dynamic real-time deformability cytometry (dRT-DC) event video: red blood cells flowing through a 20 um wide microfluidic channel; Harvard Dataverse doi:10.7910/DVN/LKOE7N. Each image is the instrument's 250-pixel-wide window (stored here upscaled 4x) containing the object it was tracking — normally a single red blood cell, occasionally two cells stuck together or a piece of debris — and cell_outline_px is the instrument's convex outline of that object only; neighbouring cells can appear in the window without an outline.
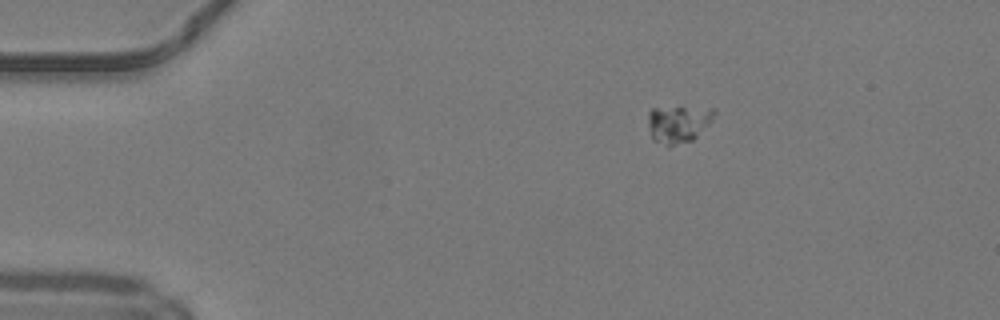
{"species": "common noctule bat (a hibernating species)", "species_latin": "Nyctalus noctula", "temperature_condition": "warm", "stored_images_in_passage": 42, "camera_frame_rate_fps": 3000, "um_per_image_px": 0.085, "animal": {"sex": "male", "body_mass_g": 19.2, "forearm_length_mm": 51.8}, "frame": {"image": 1, "passage_image": 1, "time_ms": 0.0, "image_size_px": [1000, 320], "cell_outline_px": [[716, 112], [712, 120], [692, 140], [672, 144], [668, 144], [652, 140], [648, 124], [648, 112], [652, 108], [716, 108]], "centroid_in_image_um": [57.64, 10.5], "position_along_channel_um": 27.4, "area_um2": 13.93}}
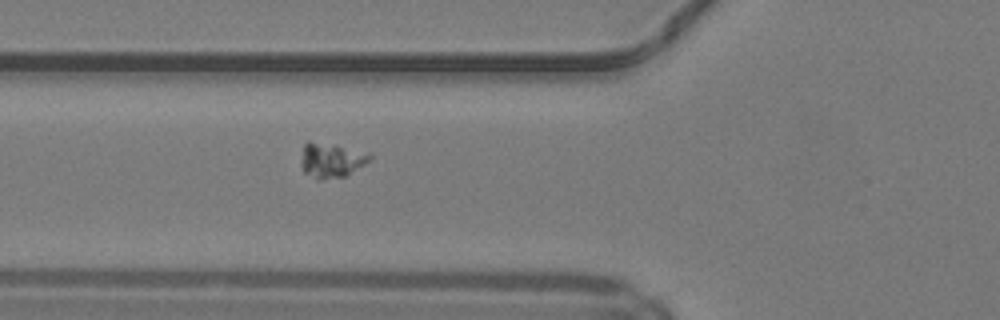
{"frame": {"image": 2, "passage_image": 11, "time_ms": 3.333, "image_size_px": [1000, 320], "cell_outline_px": [[372, 156], [364, 164], [344, 176], [320, 180], [316, 180], [304, 172], [304, 144], [308, 140], [368, 152]], "centroid_in_image_um": [28.17, 13.62], "position_along_channel_um": 97.6, "area_um2": 13.29}}
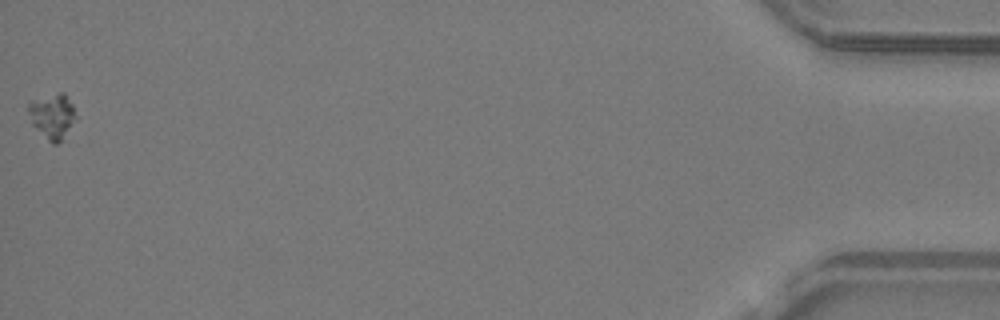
{"frame": {"image": 3, "passage_image": 42, "time_ms": 13.667, "image_size_px": [1000, 320], "cell_outline_px": [[76, 116], [60, 140], [56, 144], [52, 144], [32, 124], [28, 112], [28, 104], [60, 92], [64, 92], [72, 104]], "centroid_in_image_um": [4.44, 9.87], "position_along_channel_um": 430.8, "area_um2": 11.68}}